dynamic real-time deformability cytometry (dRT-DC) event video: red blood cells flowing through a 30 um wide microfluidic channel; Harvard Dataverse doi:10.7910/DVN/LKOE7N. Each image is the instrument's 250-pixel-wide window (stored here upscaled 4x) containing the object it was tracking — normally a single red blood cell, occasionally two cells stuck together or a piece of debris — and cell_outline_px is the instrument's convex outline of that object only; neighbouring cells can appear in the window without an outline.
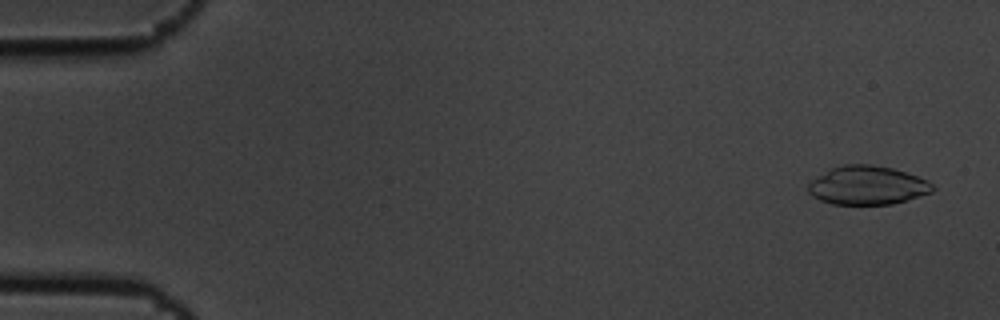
{"species": "common noctule bat (a hibernating species)", "species_latin": "Nyctalus noctula", "temperature_condition": "cold", "stored_images_in_passage": 6, "camera_frame_rate_fps": 3000, "um_per_image_px": 0.085, "animal": {"sex": "male", "body_mass_g": 19.5, "forearm_length_mm": 54.6}, "frame": {"image": 1, "passage_image": 1, "time_ms": 0.0, "image_size_px": [1000, 320], "cell_outline_px": [[936, 188], [932, 192], [892, 204], [832, 204], [820, 200], [812, 196], [808, 192], [808, 184], [812, 180], [828, 168], [844, 164], [872, 164], [892, 168], [928, 180]], "centroid_in_image_um": [73.7, 15.74], "position_along_channel_um": 11.3, "area_um2": 28.09}}
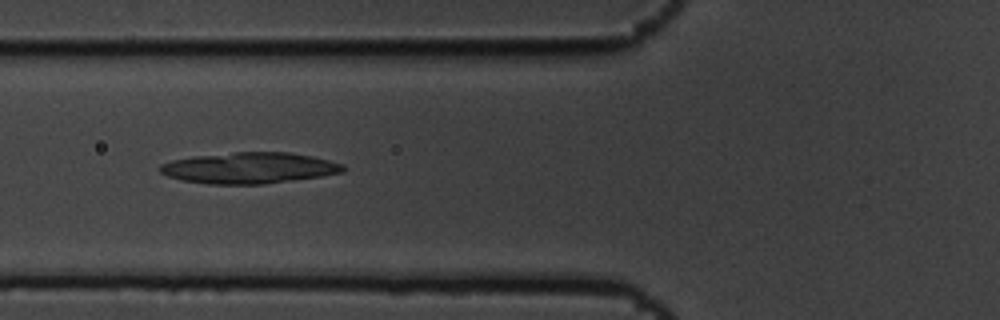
{"frame": {"image": 2, "passage_image": 6, "time_ms": 1.667, "image_size_px": [1000, 320], "cell_outline_px": [[344, 172], [320, 176], [264, 184], [208, 184], [180, 180], [168, 176], [160, 172], [160, 164], [172, 160], [192, 156], [236, 152], [288, 152], [312, 156], [344, 164]], "centroid_in_image_um": [21.16, 14.27], "position_along_channel_um": 104.6, "area_um2": 33.12}}